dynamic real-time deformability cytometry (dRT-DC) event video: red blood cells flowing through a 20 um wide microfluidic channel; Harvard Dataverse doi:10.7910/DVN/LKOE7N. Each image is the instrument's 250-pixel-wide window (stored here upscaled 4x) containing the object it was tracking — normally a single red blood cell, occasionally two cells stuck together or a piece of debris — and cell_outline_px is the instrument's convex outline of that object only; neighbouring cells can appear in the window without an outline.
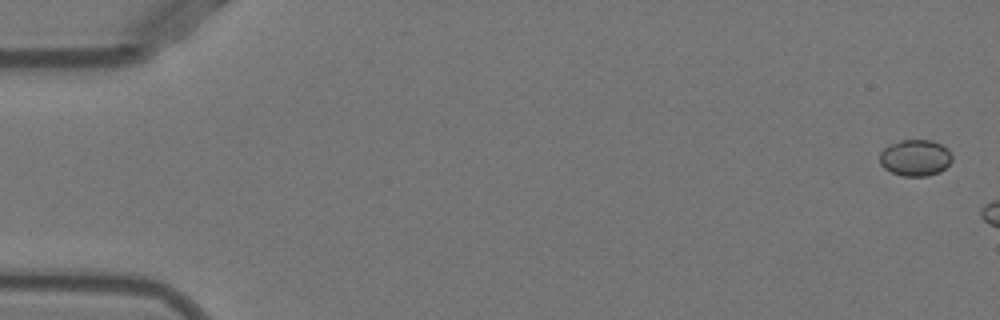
{"species": "Egyptian fruit bat (a non-hibernating species)", "species_latin": "Rousettus aegyptiacus", "temperature_condition": "warm", "stored_images_in_passage": 10, "camera_frame_rate_fps": 3000, "um_per_image_px": 0.085, "animal": {"sex": "female"}, "frame": {"image": 1, "passage_image": 2, "time_ms": 0.333, "image_size_px": [1000, 320], "cell_outline_px": [[952, 160], [940, 172], [928, 176], [904, 176], [892, 172], [884, 168], [880, 164], [880, 152], [888, 144], [900, 140], [932, 140], [948, 148], [952, 156]], "centroid_in_image_um": [77.79, 13.4], "position_along_channel_um": 7.2, "area_um2": 15.43}}